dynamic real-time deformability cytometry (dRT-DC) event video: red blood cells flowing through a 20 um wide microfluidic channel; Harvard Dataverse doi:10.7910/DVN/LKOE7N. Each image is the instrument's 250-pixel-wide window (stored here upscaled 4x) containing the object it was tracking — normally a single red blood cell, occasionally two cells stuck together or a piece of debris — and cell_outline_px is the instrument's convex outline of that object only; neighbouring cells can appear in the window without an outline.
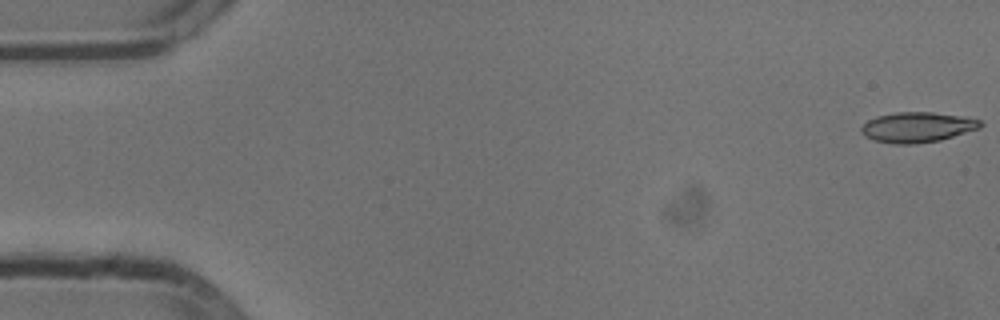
{"species": "common noctule bat (a hibernating species)", "species_latin": "Nyctalus noctula", "temperature_condition": "cold", "stored_images_in_passage": 54, "camera_frame_rate_fps": 3000, "um_per_image_px": 0.085, "animal": {"sex": "male", "body_mass_g": 13.3}, "frame": {"image": 1, "passage_image": 1, "time_ms": 0.0, "image_size_px": [1000, 320], "cell_outline_px": [[984, 124], [980, 128], [940, 140], [912, 144], [892, 144], [876, 140], [868, 136], [860, 128], [868, 120], [876, 116], [896, 112], [932, 112], [980, 120]], "centroid_in_image_um": [77.98, 10.81], "position_along_channel_um": 7.0, "area_um2": 20.58}}
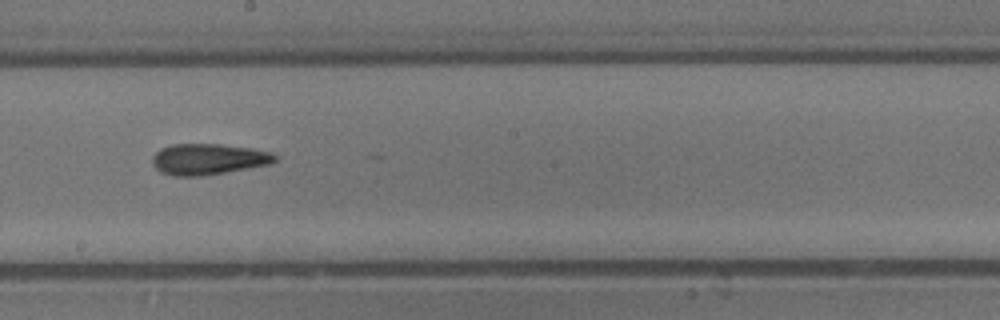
{"frame": {"image": 2, "passage_image": 30, "time_ms": 9.667, "image_size_px": [1000, 320], "cell_outline_px": [[276, 160], [268, 164], [224, 172], [200, 176], [172, 176], [160, 172], [152, 164], [152, 156], [160, 148], [172, 144], [220, 144], [252, 148], [272, 152], [276, 156]], "centroid_in_image_um": [17.65, 13.52], "position_along_channel_um": 230.5, "area_um2": 22.08}}
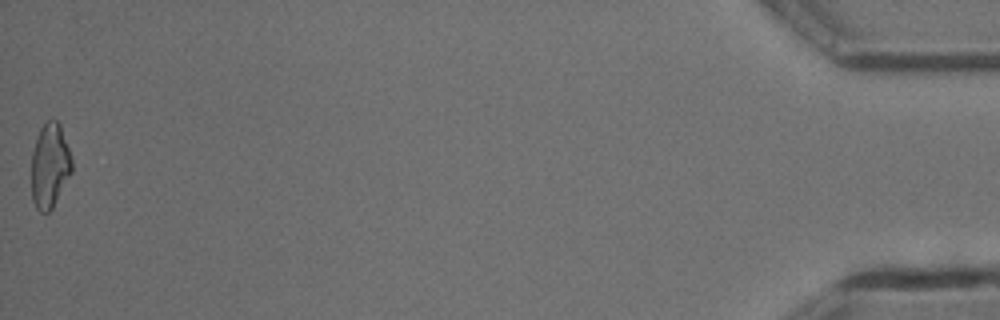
{"frame": {"image": 3, "passage_image": 54, "time_ms": 17.667, "image_size_px": [1000, 320], "cell_outline_px": [[72, 172], [52, 208], [48, 212], [40, 212], [36, 208], [32, 200], [32, 152], [40, 128], [52, 116], [60, 124], [72, 160]], "centroid_in_image_um": [4.23, 14.07], "position_along_channel_um": 431.0, "area_um2": 19.83}, "authors_computed_cell_mechanics": {"area_um2": 21.2126, "velocity_mm_per_s": 3.8094, "shape_relaxation_time_tau1_ms": null, "shape_relaxation_time_tau2_ms": 7.8515, "deformation_change_tau1": null, "deformation_change_tau2": 0.2045}}